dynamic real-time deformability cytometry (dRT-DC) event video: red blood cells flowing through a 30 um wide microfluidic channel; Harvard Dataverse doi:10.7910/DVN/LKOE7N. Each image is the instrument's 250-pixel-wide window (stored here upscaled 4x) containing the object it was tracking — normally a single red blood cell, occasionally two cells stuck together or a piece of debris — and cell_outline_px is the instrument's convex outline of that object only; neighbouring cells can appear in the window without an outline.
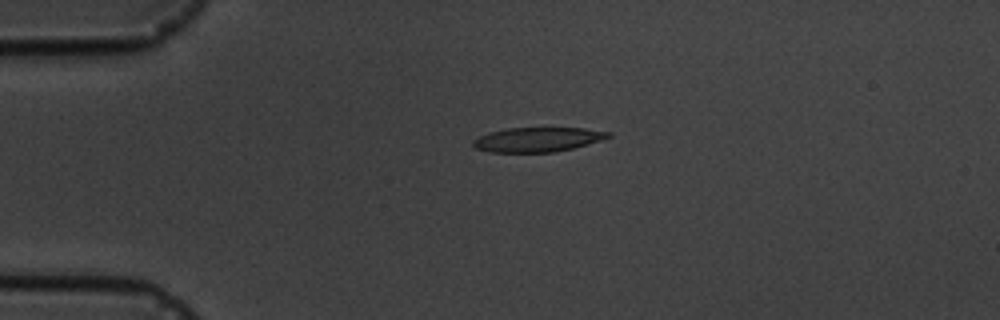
{"species": "common noctule bat (a hibernating species)", "species_latin": "Nyctalus noctula", "temperature_condition": "cold", "stored_images_in_passage": 5, "camera_frame_rate_fps": 3000, "um_per_image_px": 0.085, "animal": {"sex": "male", "body_mass_g": 19.5, "forearm_length_mm": 54.6}, "frame": {"image": 1, "passage_image": 4, "time_ms": 3.667, "image_size_px": [1000, 320], "cell_outline_px": [[612, 136], [600, 140], [572, 148], [556, 152], [488, 152], [476, 148], [472, 144], [472, 140], [488, 132], [508, 128], [584, 128], [612, 132]], "centroid_in_image_um": [45.68, 11.86], "position_along_channel_um": 39.3, "area_um2": 19.25}}